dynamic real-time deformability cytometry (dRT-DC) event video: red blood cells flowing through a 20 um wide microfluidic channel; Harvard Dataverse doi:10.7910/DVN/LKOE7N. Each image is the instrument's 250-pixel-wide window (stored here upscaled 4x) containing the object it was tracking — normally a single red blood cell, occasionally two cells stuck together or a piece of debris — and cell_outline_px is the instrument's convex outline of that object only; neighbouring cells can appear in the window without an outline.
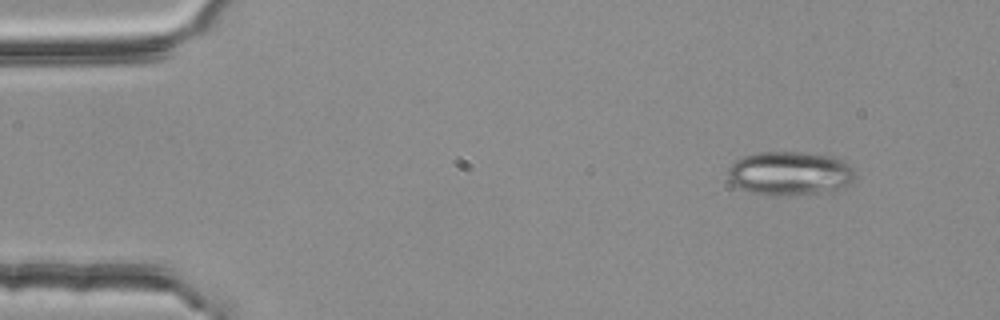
{"species": "common noctule bat (a hibernating species)", "species_latin": "Nyctalus noctula", "temperature_condition": "room temperature", "stored_images_in_passage": 5, "camera_frame_rate_fps": 3000, "um_per_image_px": 0.085, "animal": {"sex": "female", "body_mass_g": 25.1}, "frame": {"image": 1, "passage_image": 1, "time_ms": 0.0, "image_size_px": [1000, 320], "cell_outline_px": [[856, 172], [852, 180], [848, 184], [836, 188], [820, 192], [776, 196], [748, 192], [736, 188], [728, 180], [728, 168], [736, 160], [744, 156], [760, 152], [796, 152], [832, 156], [844, 160]], "centroid_in_image_um": [67.07, 14.73], "position_along_channel_um": 17.9, "area_um2": 32.37}}
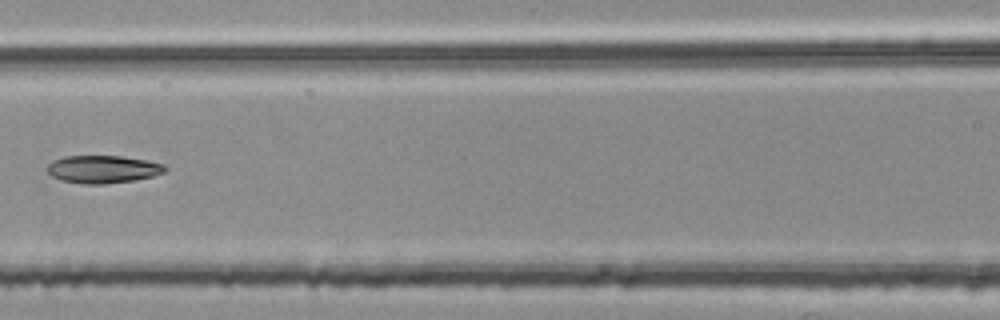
{"frame": {"image": 2, "passage_image": 5, "time_ms": 1.333, "image_size_px": [1000, 320], "cell_outline_px": [[168, 168], [164, 172], [152, 176], [136, 180], [104, 184], [80, 184], [60, 180], [52, 176], [48, 172], [48, 164], [52, 160], [64, 156], [120, 156], [148, 160], [164, 164]], "centroid_in_image_um": [8.75, 14.39], "position_along_channel_um": 157.9, "area_um2": 19.19}}